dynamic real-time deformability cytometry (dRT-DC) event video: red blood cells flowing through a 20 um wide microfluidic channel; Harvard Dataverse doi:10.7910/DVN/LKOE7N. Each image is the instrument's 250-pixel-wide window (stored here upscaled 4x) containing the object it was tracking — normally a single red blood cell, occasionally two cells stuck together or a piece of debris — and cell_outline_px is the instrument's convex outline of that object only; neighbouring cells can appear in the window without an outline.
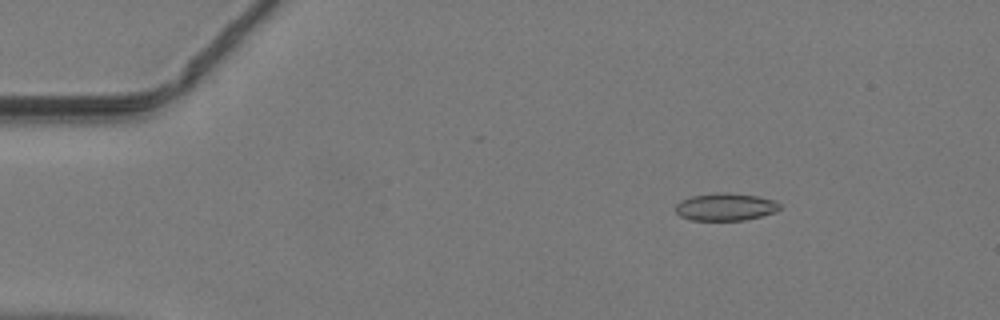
{"species": "common noctule bat (a hibernating species)", "species_latin": "Nyctalus noctula", "temperature_condition": "warm", "stored_images_in_passage": 17, "camera_frame_rate_fps": 3000, "um_per_image_px": 0.085, "animal": {"sex": "male", "body_mass_g": 19.2, "forearm_length_mm": 51.8}, "frame": {"image": 1, "passage_image": 7, "time_ms": 2.0, "image_size_px": [1000, 320], "cell_outline_px": [[780, 208], [776, 212], [744, 220], [692, 220], [680, 216], [676, 212], [676, 204], [680, 200], [692, 196], [716, 192], [728, 192], [756, 196], [772, 200], [780, 204]], "centroid_in_image_um": [61.64, 17.58], "position_along_channel_um": 23.4, "area_um2": 16.65}}
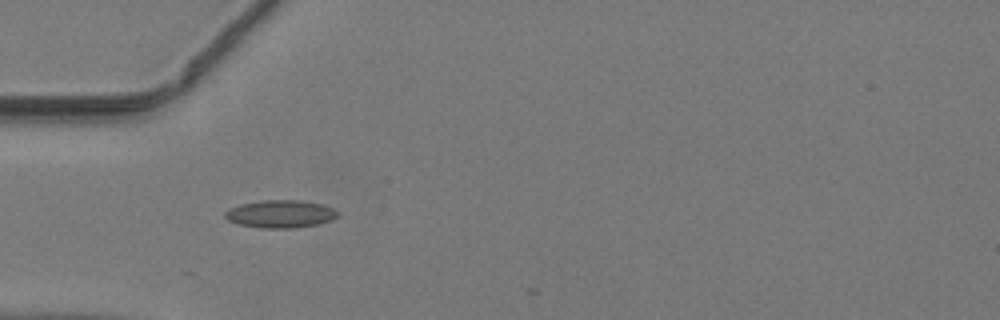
{"frame": {"image": 2, "passage_image": 15, "time_ms": 4.667, "image_size_px": [1000, 320], "cell_outline_px": [[340, 212], [332, 220], [316, 224], [292, 228], [260, 228], [240, 224], [228, 220], [224, 216], [224, 212], [228, 208], [240, 204], [264, 200], [300, 200], [320, 204], [332, 208]], "centroid_in_image_um": [23.81, 18.18], "position_along_channel_um": 61.2, "area_um2": 18.09}}